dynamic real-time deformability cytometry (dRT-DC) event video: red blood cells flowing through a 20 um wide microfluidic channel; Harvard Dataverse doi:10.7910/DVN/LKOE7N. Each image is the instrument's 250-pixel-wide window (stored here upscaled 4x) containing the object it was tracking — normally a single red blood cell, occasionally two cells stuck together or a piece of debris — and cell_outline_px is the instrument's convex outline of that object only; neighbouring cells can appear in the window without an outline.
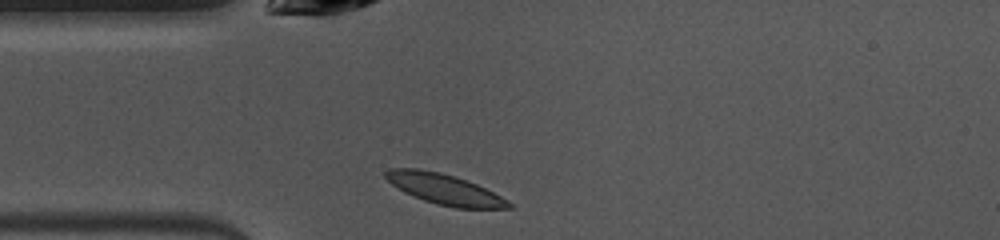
{"species": "common noctule bat (a hibernating species)", "species_latin": "Nyctalus noctula", "temperature_condition": "warm", "stored_images_in_passage": 38, "camera_frame_rate_fps": 3000, "um_per_image_px": 0.085, "animal": {"sex": "female", "body_mass_g": 10.0, "forearm_length_mm": 53.1}, "frame": {"image": 1, "passage_image": 1, "time_ms": 0.0, "image_size_px": [1000, 240], "cell_outline_px": [[512, 208], [456, 208], [436, 204], [424, 200], [404, 192], [392, 184], [384, 176], [384, 172], [388, 168], [420, 168], [440, 172], [476, 184], [508, 200], [512, 204]], "centroid_in_image_um": [37.74, 16.07], "position_along_channel_um": 47.3, "area_um2": 21.62}}
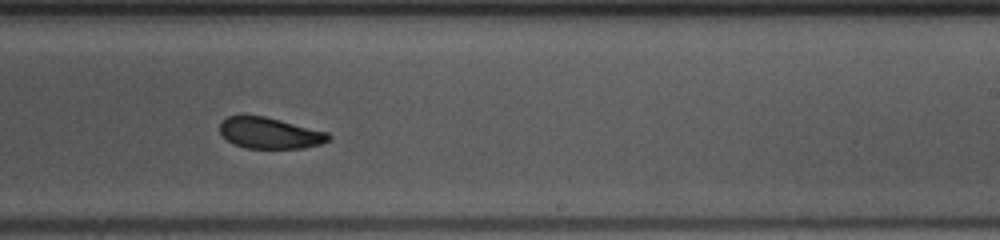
{"frame": {"image": 2, "passage_image": 18, "time_ms": 5.667, "image_size_px": [1000, 240], "cell_outline_px": [[332, 136], [328, 140], [320, 144], [304, 148], [244, 148], [232, 144], [220, 132], [220, 120], [228, 116], [264, 116], [328, 132]], "centroid_in_image_um": [22.92, 11.32], "position_along_channel_um": 266.1, "area_um2": 19.65}}
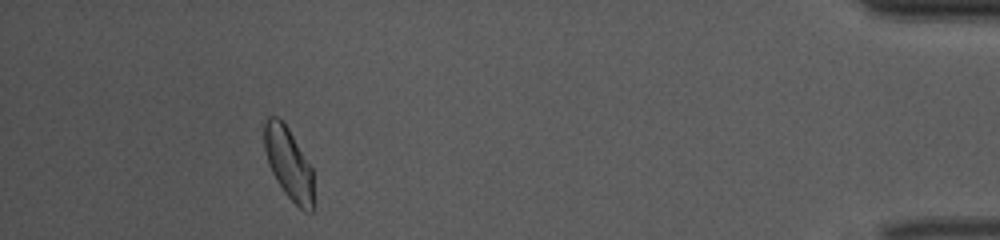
{"frame": {"image": 3, "passage_image": 34, "time_ms": 11.0, "image_size_px": [1000, 240], "cell_outline_px": [[312, 212], [304, 212], [284, 192], [276, 180], [268, 164], [264, 148], [264, 120], [268, 116], [276, 116], [288, 128], [312, 168]], "centroid_in_image_um": [24.5, 13.87], "position_along_channel_um": 410.7, "area_um2": 20.29}, "authors_computed_cell_mechanics": {"area_um2": 21.0681, "velocity_mm_per_s": 3.9676, "shape_relaxation_time_tau1_ms": 4.192, "shape_relaxation_time_tau2_ms": 3.7928, "deformation_change_tau1": 0.1149, "deformation_change_tau2": 0.0542}}